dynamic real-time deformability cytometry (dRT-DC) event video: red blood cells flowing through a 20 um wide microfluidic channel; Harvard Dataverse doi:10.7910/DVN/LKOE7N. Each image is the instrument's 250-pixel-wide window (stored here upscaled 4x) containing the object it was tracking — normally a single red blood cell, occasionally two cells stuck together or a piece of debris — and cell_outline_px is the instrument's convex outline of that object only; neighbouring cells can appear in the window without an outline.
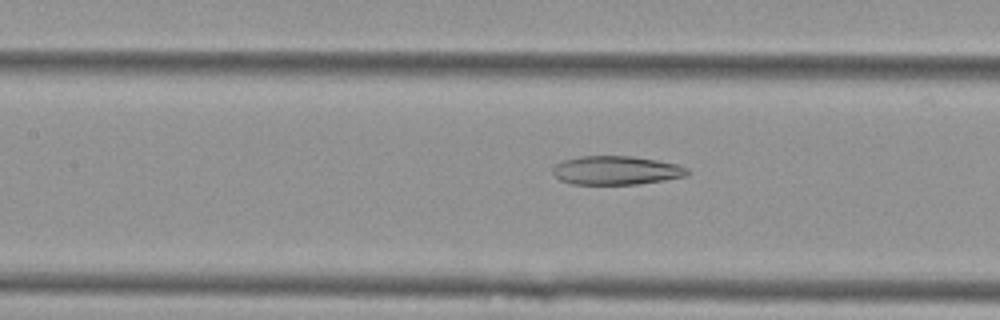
{"species": "Egyptian fruit bat (a non-hibernating species)", "species_latin": "Rousettus aegyptiacus", "temperature_condition": "cold", "stored_images_in_passage": 34, "camera_frame_rate_fps": 3000, "um_per_image_px": 0.085, "animal": {"sex": "female"}, "frame": {"image": 1, "passage_image": 12, "time_ms": 3.667, "image_size_px": [1000, 320], "cell_outline_px": [[688, 176], [664, 180], [636, 184], [572, 184], [560, 180], [552, 172], [552, 168], [560, 160], [580, 156], [632, 156], [656, 160], [676, 164], [688, 168]], "centroid_in_image_um": [52.35, 14.47], "position_along_channel_um": 155.1, "area_um2": 22.6}}
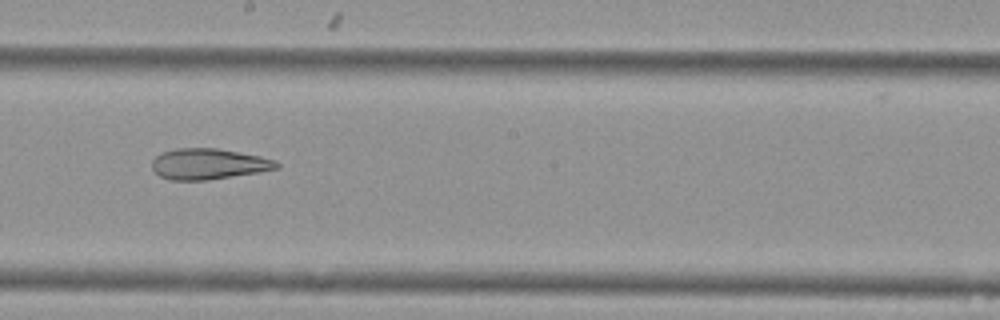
{"frame": {"image": 2, "passage_image": 18, "time_ms": 5.667, "image_size_px": [1000, 320], "cell_outline_px": [[280, 168], [260, 172], [208, 180], [168, 180], [160, 176], [152, 168], [152, 160], [156, 156], [164, 152], [176, 148], [216, 148], [260, 156], [272, 160], [280, 164]], "centroid_in_image_um": [17.72, 13.94], "position_along_channel_um": 230.5, "area_um2": 22.31}}
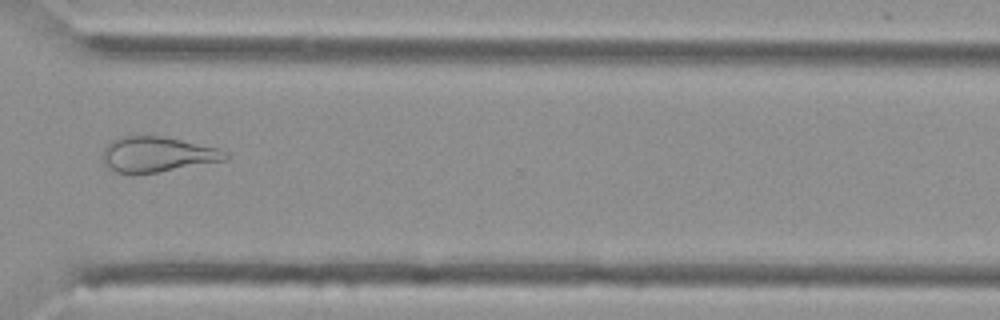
{"frame": {"image": 3, "passage_image": 28, "time_ms": 9.0, "image_size_px": [1000, 320], "cell_outline_px": [[228, 160], [160, 172], [116, 172], [108, 168], [104, 164], [104, 148], [112, 140], [120, 136], [160, 136], [180, 140], [216, 148], [228, 152]], "centroid_in_image_um": [13.39, 13.12], "position_along_channel_um": 357.2, "area_um2": 24.85}, "authors_computed_cell_mechanics": {"area_um2": 24.276, "velocity_mm_per_s": 3.7984, "shape_relaxation_time_tau1_ms": null, "shape_relaxation_time_tau2_ms": 9.2847, "deformation_change_tau1": null, "deformation_change_tau2": 0.2257}}